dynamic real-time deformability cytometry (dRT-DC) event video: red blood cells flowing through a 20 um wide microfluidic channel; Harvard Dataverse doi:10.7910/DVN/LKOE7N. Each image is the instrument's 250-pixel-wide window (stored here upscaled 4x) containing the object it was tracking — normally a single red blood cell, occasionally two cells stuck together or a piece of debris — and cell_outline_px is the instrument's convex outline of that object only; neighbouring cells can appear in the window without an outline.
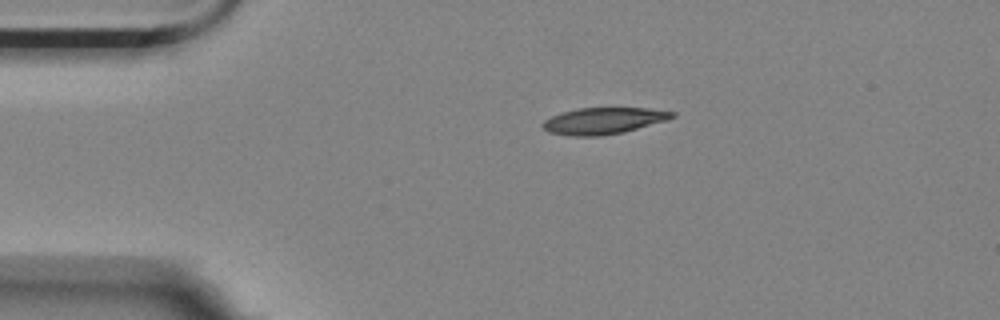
{"species": "Egyptian fruit bat (a non-hibernating species)", "species_latin": "Rousettus aegyptiacus", "temperature_condition": "room temperature", "stored_images_in_passage": 3, "camera_frame_rate_fps": 3000, "um_per_image_px": 0.085, "animal": {"sex": "female"}, "frame": {"image": 1, "passage_image": 1, "time_ms": 0.0, "image_size_px": [1000, 320], "cell_outline_px": [[676, 116], [668, 120], [624, 132], [600, 136], [568, 136], [548, 132], [540, 124], [544, 120], [552, 116], [576, 108], [648, 108], [676, 112]], "centroid_in_image_um": [51.31, 10.27], "position_along_channel_um": 33.7, "area_um2": 20.11}}